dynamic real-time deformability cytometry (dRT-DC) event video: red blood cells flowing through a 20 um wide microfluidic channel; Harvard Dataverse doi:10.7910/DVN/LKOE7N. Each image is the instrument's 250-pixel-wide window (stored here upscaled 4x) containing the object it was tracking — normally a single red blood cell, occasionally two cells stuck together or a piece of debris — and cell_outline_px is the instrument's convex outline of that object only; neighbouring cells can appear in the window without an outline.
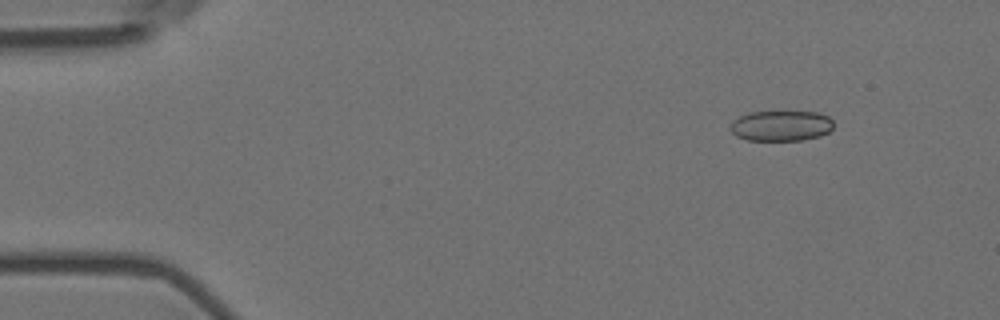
{"species": "Egyptian fruit bat (a non-hibernating species)", "species_latin": "Rousettus aegyptiacus", "temperature_condition": "room temperature", "stored_images_in_passage": 6, "camera_frame_rate_fps": 3000, "um_per_image_px": 0.085, "animal": {"sex": "female"}, "frame": {"image": 1, "passage_image": 2, "time_ms": 0.333, "image_size_px": [1000, 320], "cell_outline_px": [[832, 128], [828, 132], [820, 136], [804, 140], [748, 140], [736, 136], [732, 132], [732, 120], [748, 112], [816, 112], [828, 116], [832, 120]], "centroid_in_image_um": [66.4, 10.69], "position_along_channel_um": 18.6, "area_um2": 18.21}}
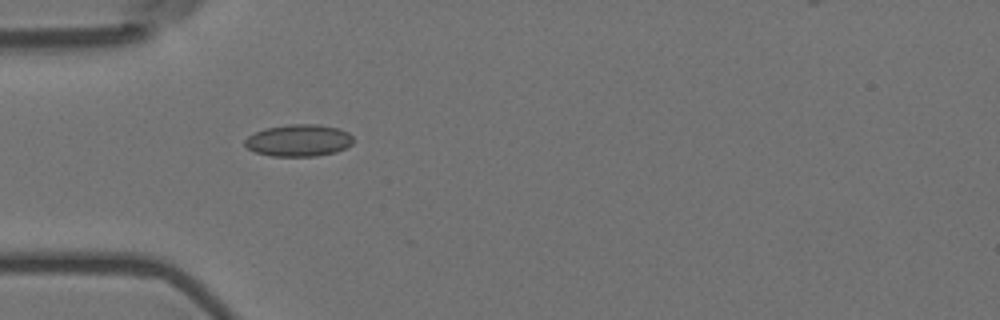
{"frame": {"image": 2, "passage_image": 5, "time_ms": 1.333, "image_size_px": [1000, 320], "cell_outline_px": [[352, 144], [336, 152], [316, 156], [272, 156], [256, 152], [248, 148], [244, 144], [244, 140], [248, 136], [264, 128], [288, 124], [316, 124], [340, 128], [348, 132], [352, 136]], "centroid_in_image_um": [25.39, 11.93], "position_along_channel_um": 59.6, "area_um2": 20.23}}
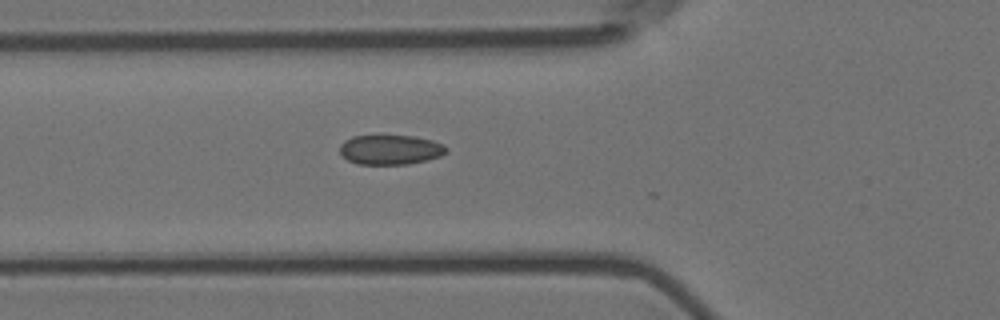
{"frame": {"image": 3, "passage_image": 6, "time_ms": 1.667, "image_size_px": [1000, 320], "cell_outline_px": [[448, 152], [440, 156], [428, 160], [408, 164], [356, 164], [348, 160], [340, 152], [340, 144], [344, 140], [352, 136], [412, 136], [432, 140], [444, 144], [448, 148]], "centroid_in_image_um": [33.2, 12.73], "position_along_channel_um": 92.6, "area_um2": 18.5}}